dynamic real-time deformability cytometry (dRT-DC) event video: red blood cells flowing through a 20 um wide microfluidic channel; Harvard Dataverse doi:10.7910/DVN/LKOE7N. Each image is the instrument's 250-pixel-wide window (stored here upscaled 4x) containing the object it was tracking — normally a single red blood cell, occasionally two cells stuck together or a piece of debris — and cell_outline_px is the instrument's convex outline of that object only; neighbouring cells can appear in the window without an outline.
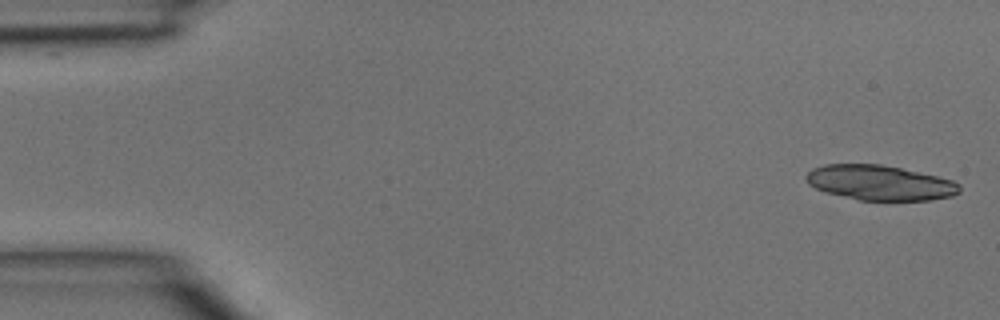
{"species": "common noctule bat (a hibernating species)", "species_latin": "Nyctalus noctula", "temperature_condition": "room temperature", "stored_images_in_passage": 3, "camera_frame_rate_fps": 3000, "um_per_image_px": 0.085, "animal": {"sex": "male", "body_mass_g": 15.6}, "frame": {"image": 1, "passage_image": 1, "time_ms": 0.0, "image_size_px": [1000, 320], "cell_outline_px": [[960, 192], [952, 196], [928, 200], [856, 200], [824, 192], [808, 184], [804, 176], [812, 168], [824, 164], [880, 164], [900, 168], [936, 176], [952, 180], [960, 184]], "centroid_in_image_um": [74.74, 15.53], "position_along_channel_um": 10.3, "area_um2": 31.33}}